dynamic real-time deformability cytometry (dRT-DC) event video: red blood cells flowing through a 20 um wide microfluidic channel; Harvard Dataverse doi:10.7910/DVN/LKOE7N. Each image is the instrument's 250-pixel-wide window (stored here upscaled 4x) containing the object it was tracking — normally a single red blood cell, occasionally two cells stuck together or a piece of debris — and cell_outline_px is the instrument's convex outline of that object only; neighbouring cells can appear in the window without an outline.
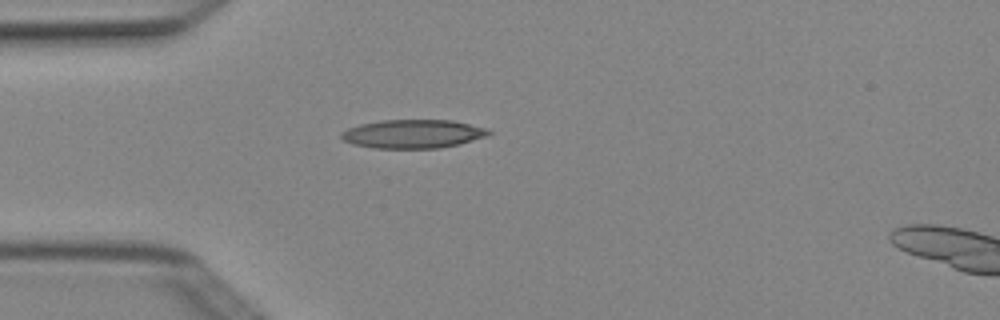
{"species": "Egyptian fruit bat (a non-hibernating species)", "species_latin": "Rousettus aegyptiacus", "temperature_condition": "cold", "stored_images_in_passage": 2, "camera_frame_rate_fps": 3000, "um_per_image_px": 0.085, "animal": {"sex": "female"}, "frame": {"image": 1, "passage_image": 1, "time_ms": 0.0, "image_size_px": [1000, 320], "cell_outline_px": [[492, 132], [484, 136], [460, 144], [440, 148], [372, 148], [352, 144], [344, 140], [340, 136], [340, 132], [348, 128], [360, 124], [380, 120], [452, 120], [488, 128]], "centroid_in_image_um": [35.07, 11.38], "position_along_channel_um": 49.9, "area_um2": 24.62}}